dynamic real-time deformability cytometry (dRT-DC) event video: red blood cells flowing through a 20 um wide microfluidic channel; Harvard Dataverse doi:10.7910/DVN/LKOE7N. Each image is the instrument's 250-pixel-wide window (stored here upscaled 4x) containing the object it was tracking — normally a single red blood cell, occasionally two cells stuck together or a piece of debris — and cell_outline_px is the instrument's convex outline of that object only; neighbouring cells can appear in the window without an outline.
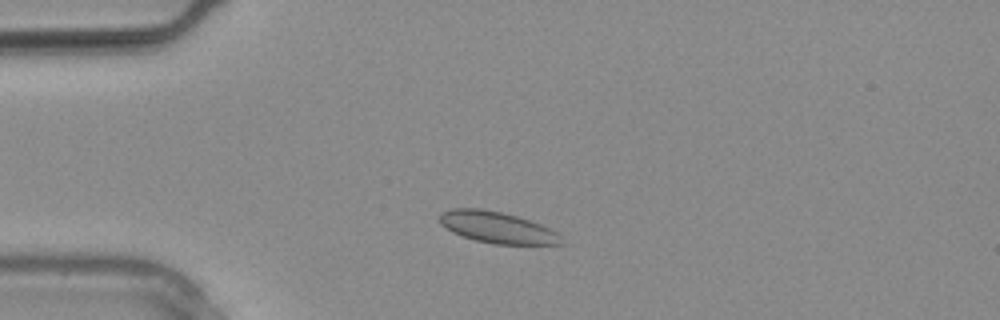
{"species": "common noctule bat (a hibernating species)", "species_latin": "Nyctalus noctula", "temperature_condition": "warm", "stored_images_in_passage": 7, "camera_frame_rate_fps": 3000, "um_per_image_px": 0.085, "animal": {"sex": "male", "body_mass_g": 20.4}, "frame": {"image": 1, "passage_image": 2, "time_ms": 0.333, "image_size_px": [1000, 320], "cell_outline_px": [[560, 244], [496, 244], [476, 240], [452, 232], [440, 224], [440, 212], [452, 208], [480, 208], [500, 212], [516, 216], [540, 224], [556, 232]], "centroid_in_image_um": [42.17, 19.31], "position_along_channel_um": 42.8, "area_um2": 21.73}}